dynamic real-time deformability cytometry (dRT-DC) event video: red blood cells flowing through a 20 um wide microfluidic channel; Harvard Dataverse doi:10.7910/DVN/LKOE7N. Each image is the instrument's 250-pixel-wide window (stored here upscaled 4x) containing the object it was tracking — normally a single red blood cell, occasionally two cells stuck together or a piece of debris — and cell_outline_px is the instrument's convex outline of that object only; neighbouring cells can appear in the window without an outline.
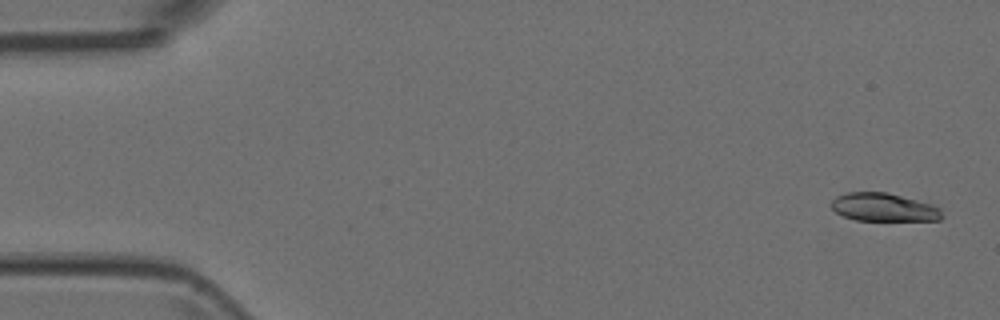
{"species": "Egyptian fruit bat (a non-hibernating species)", "species_latin": "Rousettus aegyptiacus", "temperature_condition": "room temperature", "stored_images_in_passage": 5, "camera_frame_rate_fps": 3000, "um_per_image_px": 0.085, "animal": {"sex": "female"}, "frame": {"image": 1, "passage_image": 1, "time_ms": 0.0, "image_size_px": [1000, 320], "cell_outline_px": [[944, 216], [940, 220], [856, 220], [844, 216], [836, 212], [832, 208], [832, 200], [836, 196], [844, 192], [888, 192], [932, 204], [940, 208]], "centroid_in_image_um": [75.13, 17.61], "position_along_channel_um": 9.9, "area_um2": 18.21}}
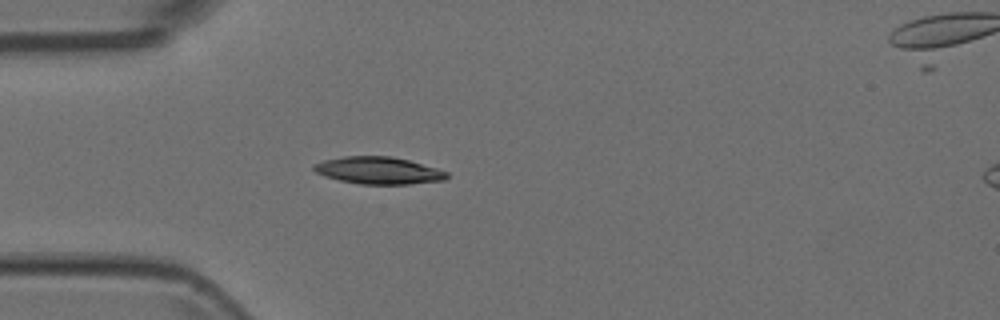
{"frame": {"image": 2, "passage_image": 5, "time_ms": 1.333, "image_size_px": [1000, 320], "cell_outline_px": [[448, 176], [444, 180], [408, 184], [360, 184], [340, 180], [324, 176], [316, 172], [312, 168], [312, 164], [324, 160], [344, 156], [392, 156], [408, 160], [436, 168], [448, 172]], "centroid_in_image_um": [32.14, 14.49], "position_along_channel_um": 52.9, "area_um2": 20.98}}